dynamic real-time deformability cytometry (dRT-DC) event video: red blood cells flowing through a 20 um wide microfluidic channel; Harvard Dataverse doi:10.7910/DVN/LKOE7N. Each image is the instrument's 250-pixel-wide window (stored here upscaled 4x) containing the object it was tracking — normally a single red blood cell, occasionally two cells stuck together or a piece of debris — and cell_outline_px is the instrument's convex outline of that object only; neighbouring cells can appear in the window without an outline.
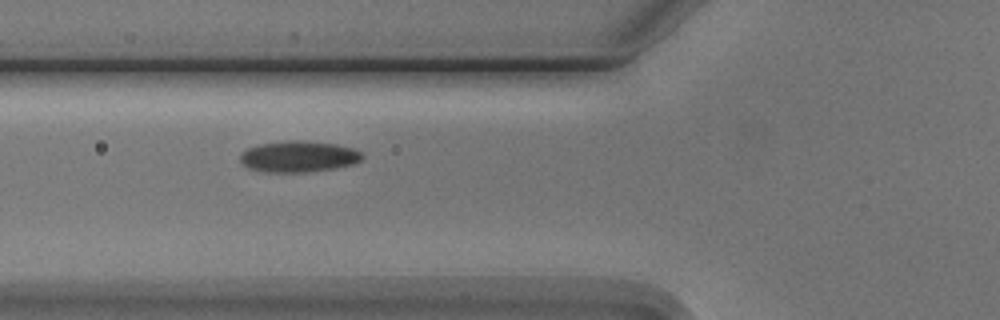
{"species": "Egyptian fruit bat (a non-hibernating species)", "species_latin": "Rousettus aegyptiacus", "temperature_condition": "cold", "stored_images_in_passage": 3, "camera_frame_rate_fps": 3000, "um_per_image_px": 0.085, "animal": {"sex": "male"}, "frame": {"image": 1, "passage_image": 2, "time_ms": 1.0, "image_size_px": [1000, 320], "cell_outline_px": [[364, 156], [360, 160], [352, 164], [336, 168], [304, 172], [268, 172], [248, 168], [240, 160], [240, 156], [248, 148], [260, 144], [288, 140], [300, 140], [336, 144], [356, 148]], "centroid_in_image_um": [25.41, 13.3], "position_along_channel_um": 100.4, "area_um2": 22.08}}
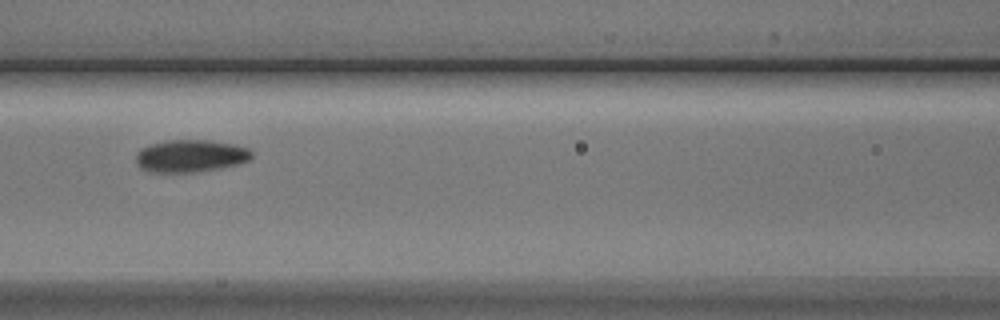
{"frame": {"image": 2, "passage_image": 3, "time_ms": 2.333, "image_size_px": [1000, 320], "cell_outline_px": [[252, 156], [248, 160], [236, 164], [220, 168], [192, 172], [148, 172], [140, 168], [136, 160], [136, 156], [140, 148], [152, 144], [168, 140], [212, 140], [236, 144], [248, 148], [252, 152]], "centroid_in_image_um": [16.19, 13.24], "position_along_channel_um": 150.4, "area_um2": 21.85}}